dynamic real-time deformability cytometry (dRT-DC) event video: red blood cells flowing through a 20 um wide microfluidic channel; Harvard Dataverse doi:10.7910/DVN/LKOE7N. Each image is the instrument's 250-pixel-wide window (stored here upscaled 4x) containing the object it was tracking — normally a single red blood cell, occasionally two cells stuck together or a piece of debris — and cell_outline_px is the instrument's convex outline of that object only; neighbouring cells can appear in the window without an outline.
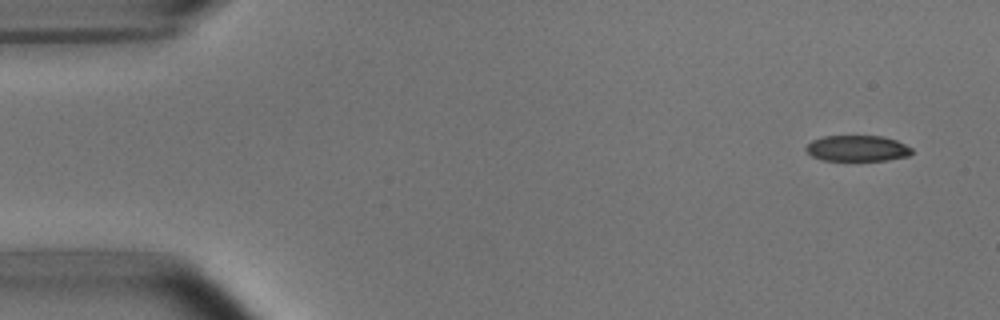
{"species": "common noctule bat (a hibernating species)", "species_latin": "Nyctalus noctula", "temperature_condition": "room temperature", "stored_images_in_passage": 52, "camera_frame_rate_fps": 3000, "um_per_image_px": 0.085, "animal": {"sex": "male", "body_mass_g": 15.6}, "frame": {"image": 1, "passage_image": 3, "time_ms": 0.667, "image_size_px": [1000, 320], "cell_outline_px": [[912, 152], [908, 156], [888, 160], [824, 160], [812, 156], [804, 148], [812, 140], [824, 136], [884, 136], [896, 140], [912, 148]], "centroid_in_image_um": [72.88, 12.6], "position_along_channel_um": 12.1, "area_um2": 15.9}}
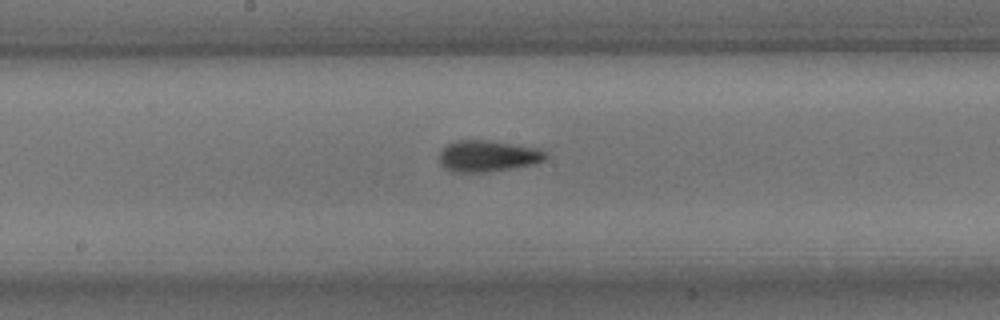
{"frame": {"image": 2, "passage_image": 27, "time_ms": 8.667, "image_size_px": [1000, 320], "cell_outline_px": [[548, 156], [544, 160], [536, 164], [488, 172], [452, 172], [444, 168], [440, 164], [440, 152], [448, 144], [456, 140], [488, 140], [536, 148], [548, 152]], "centroid_in_image_um": [41.47, 13.27], "position_along_channel_um": 206.7, "area_um2": 19.48}}
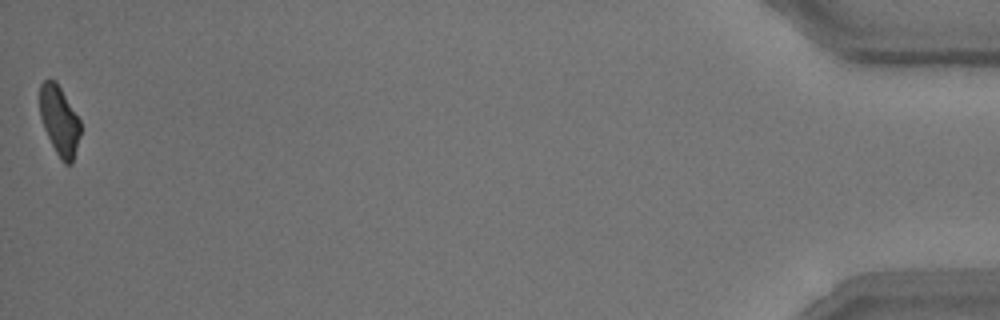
{"frame": {"image": 3, "passage_image": 52, "time_ms": 17.0, "image_size_px": [1000, 320], "cell_outline_px": [[80, 136], [72, 164], [64, 164], [60, 160], [44, 128], [40, 116], [40, 84], [44, 80], [56, 80], [80, 120]], "centroid_in_image_um": [5.05, 10.26], "position_along_channel_um": 430.1, "area_um2": 16.36}, "authors_computed_cell_mechanics": {"area_um2": 18.207, "velocity_mm_per_s": 3.8086, "shape_relaxation_time_tau1_ms": 3.2237, "shape_relaxation_time_tau2_ms": 1.8334, "deformation_change_tau1": 0.1351, "deformation_change_tau2": 0.0891}}